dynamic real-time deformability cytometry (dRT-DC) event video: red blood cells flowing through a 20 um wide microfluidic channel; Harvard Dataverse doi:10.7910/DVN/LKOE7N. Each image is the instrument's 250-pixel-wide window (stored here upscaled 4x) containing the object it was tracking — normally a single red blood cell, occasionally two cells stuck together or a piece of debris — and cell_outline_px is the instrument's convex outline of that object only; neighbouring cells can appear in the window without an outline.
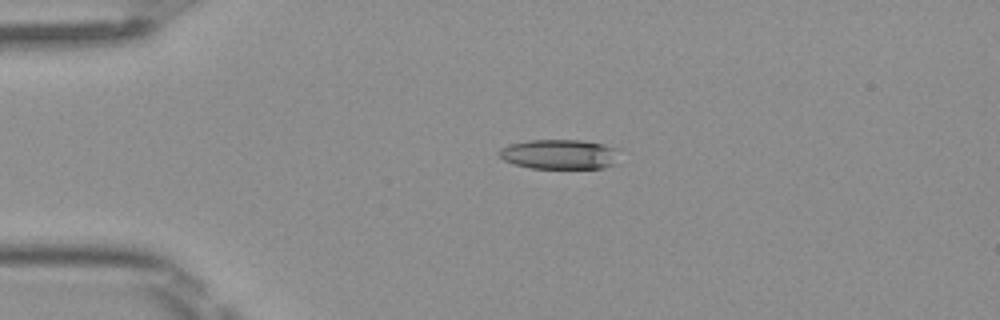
{"species": "Egyptian fruit bat (a non-hibernating species)", "species_latin": "Rousettus aegyptiacus", "temperature_condition": "room temperature", "stored_images_in_passage": 4, "camera_frame_rate_fps": 3000, "um_per_image_px": 0.085, "frame": {"image": 1, "passage_image": 3, "time_ms": 0.667, "image_size_px": [1000, 320], "cell_outline_px": [[620, 164], [604, 168], [532, 168], [512, 164], [504, 160], [496, 152], [500, 148], [512, 144], [528, 140], [580, 140], [604, 144], [620, 148]], "centroid_in_image_um": [47.66, 13.12], "position_along_channel_um": 37.3, "area_um2": 21.44}}